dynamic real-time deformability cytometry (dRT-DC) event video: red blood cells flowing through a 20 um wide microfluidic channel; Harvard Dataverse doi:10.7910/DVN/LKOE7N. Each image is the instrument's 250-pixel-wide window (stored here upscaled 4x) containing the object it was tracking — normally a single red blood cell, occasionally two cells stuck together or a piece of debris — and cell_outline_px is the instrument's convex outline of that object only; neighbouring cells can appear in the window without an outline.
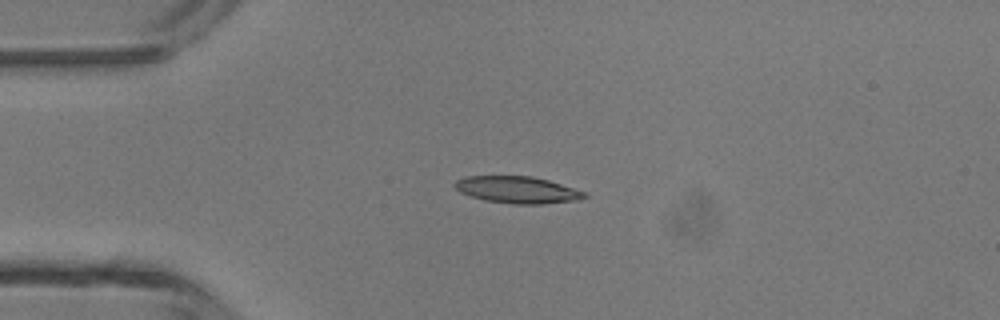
{"species": "common noctule bat (a hibernating species)", "species_latin": "Nyctalus noctula", "temperature_condition": "room temperature", "stored_images_in_passage": 45, "camera_frame_rate_fps": 3000, "um_per_image_px": 0.085, "animal": {"sex": "male", "body_mass_g": 13.3}, "frame": {"image": 1, "passage_image": 10, "time_ms": 3.0, "image_size_px": [1000, 320], "cell_outline_px": [[588, 196], [576, 200], [544, 204], [512, 204], [484, 200], [460, 192], [452, 184], [456, 180], [464, 176], [532, 176], [548, 180], [588, 192]], "centroid_in_image_um": [43.99, 16.13], "position_along_channel_um": 41.0, "area_um2": 20.4}}
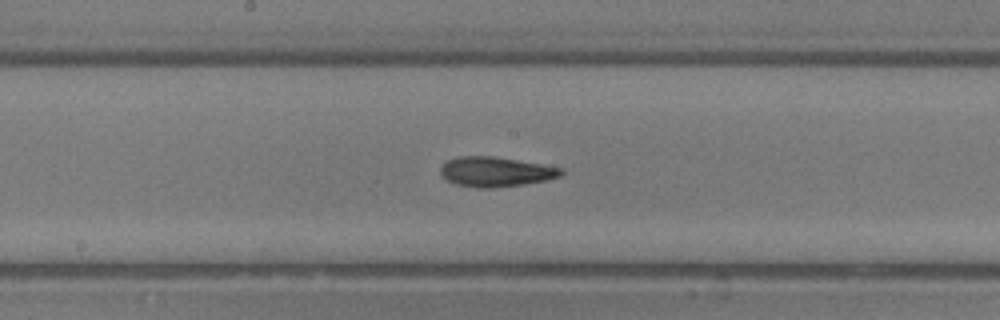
{"frame": {"image": 2, "passage_image": 23, "time_ms": 7.333, "image_size_px": [1000, 320], "cell_outline_px": [[564, 172], [560, 176], [544, 180], [524, 184], [492, 188], [476, 188], [456, 184], [448, 180], [440, 172], [440, 168], [448, 160], [456, 156], [492, 156], [564, 168]], "centroid_in_image_um": [42.13, 14.6], "position_along_channel_um": 206.1, "area_um2": 20.75}}
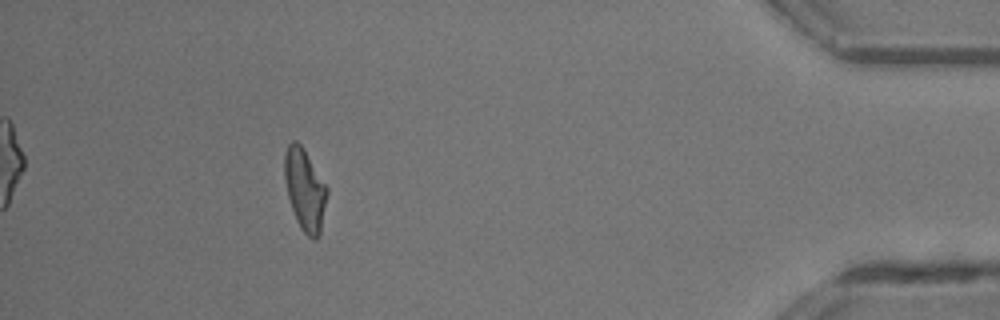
{"frame": {"image": 3, "passage_image": 41, "time_ms": 13.333, "image_size_px": [1000, 320], "cell_outline_px": [[328, 192], [320, 236], [316, 240], [308, 236], [300, 228], [296, 220], [288, 196], [284, 176], [284, 156], [288, 144], [292, 140], [296, 140], [304, 148], [328, 188]], "centroid_in_image_um": [25.92, 16.12], "position_along_channel_um": 409.3, "area_um2": 20.35}, "authors_computed_cell_mechanics": {"area_um2": 20.0566, "velocity_mm_per_s": 4.3875, "shape_relaxation_time_tau1_ms": 9.2121, "shape_relaxation_time_tau2_ms": 4.3195, "deformation_change_tau1": 0.2371, "deformation_change_tau2": 0.1476}}